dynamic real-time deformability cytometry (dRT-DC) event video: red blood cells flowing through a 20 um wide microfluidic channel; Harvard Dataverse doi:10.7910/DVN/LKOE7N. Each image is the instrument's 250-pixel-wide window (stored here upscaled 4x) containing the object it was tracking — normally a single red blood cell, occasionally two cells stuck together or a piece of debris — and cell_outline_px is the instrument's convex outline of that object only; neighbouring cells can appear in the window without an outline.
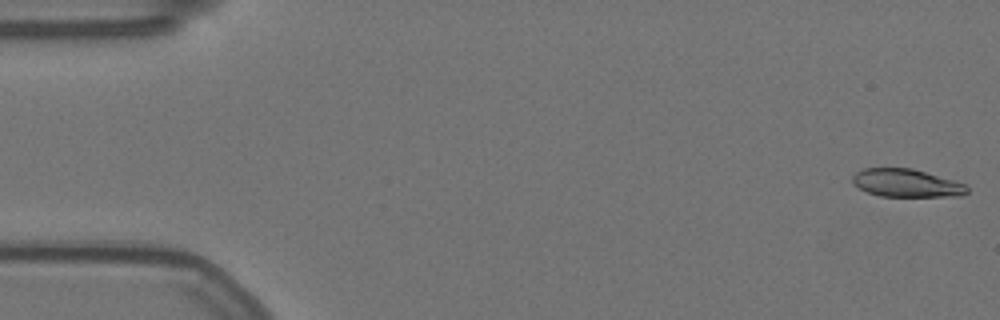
{"species": "Egyptian fruit bat (a non-hibernating species)", "species_latin": "Rousettus aegyptiacus", "temperature_condition": "warm", "stored_images_in_passage": 57, "camera_frame_rate_fps": 3000, "um_per_image_px": 0.085, "animal": {"sex": "female"}, "frame": {"image": 1, "passage_image": 1, "time_ms": 0.0, "image_size_px": [1000, 320], "cell_outline_px": [[968, 192], [960, 196], [880, 196], [868, 192], [852, 184], [852, 176], [856, 172], [864, 168], [912, 168], [952, 180], [964, 184], [968, 188]], "centroid_in_image_um": [77.01, 15.56], "position_along_channel_um": 8.0, "area_um2": 18.5}}
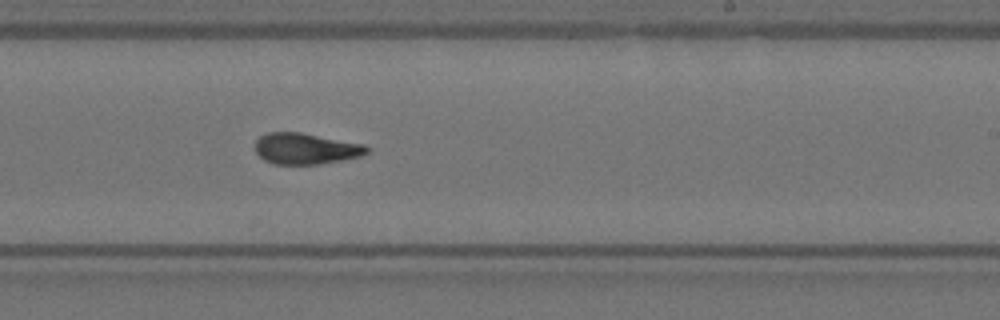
{"frame": {"image": 2, "passage_image": 34, "time_ms": 11.0, "image_size_px": [1000, 320], "cell_outline_px": [[368, 152], [360, 156], [320, 164], [272, 164], [264, 160], [256, 152], [256, 140], [260, 136], [268, 132], [300, 132], [364, 144], [368, 148]], "centroid_in_image_um": [25.96, 12.63], "position_along_channel_um": 263.0, "area_um2": 20.11}}
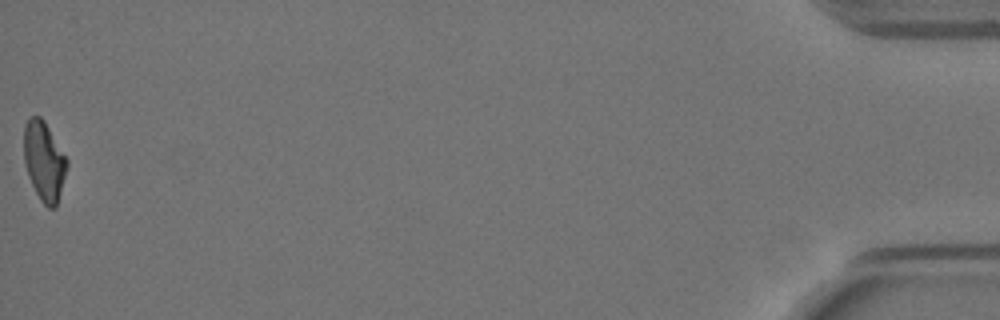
{"frame": {"image": 3, "passage_image": 57, "time_ms": 18.667, "image_size_px": [1000, 320], "cell_outline_px": [[68, 164], [56, 208], [48, 208], [40, 200], [28, 176], [24, 160], [24, 124], [32, 116], [40, 116], [44, 120], [68, 160]], "centroid_in_image_um": [3.75, 13.7], "position_along_channel_um": 431.5, "area_um2": 19.77}, "authors_computed_cell_mechanics": {"area_um2": 20.519, "velocity_mm_per_s": 3.5379, "shape_relaxation_time_tau1_ms": 4.0908, "shape_relaxation_time_tau2_ms": 3.015, "deformation_change_tau1": 0.173, "deformation_change_tau2": 0.106}}